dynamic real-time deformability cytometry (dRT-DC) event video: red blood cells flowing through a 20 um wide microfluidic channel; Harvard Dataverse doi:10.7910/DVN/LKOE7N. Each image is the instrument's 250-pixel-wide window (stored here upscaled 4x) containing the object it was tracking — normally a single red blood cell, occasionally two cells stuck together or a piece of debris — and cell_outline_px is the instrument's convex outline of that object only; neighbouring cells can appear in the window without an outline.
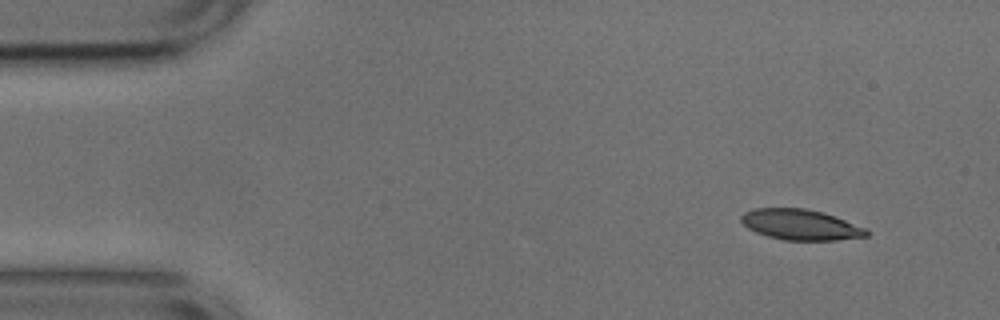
{"species": "common noctule bat (a hibernating species)", "species_latin": "Nyctalus noctula", "temperature_condition": "cold", "stored_images_in_passage": 12, "camera_frame_rate_fps": 3000, "um_per_image_px": 0.085, "animal": {"sex": "male", "body_mass_g": 17.9, "forearm_length_mm": 54.2}, "frame": {"image": 1, "passage_image": 1, "time_ms": 0.0, "image_size_px": [1000, 320], "cell_outline_px": [[868, 236], [836, 240], [784, 240], [768, 236], [756, 232], [748, 228], [740, 220], [740, 216], [744, 212], [756, 208], [804, 208], [820, 212], [868, 228]], "centroid_in_image_um": [68.03, 19.1], "position_along_channel_um": 17.0, "area_um2": 22.14}}
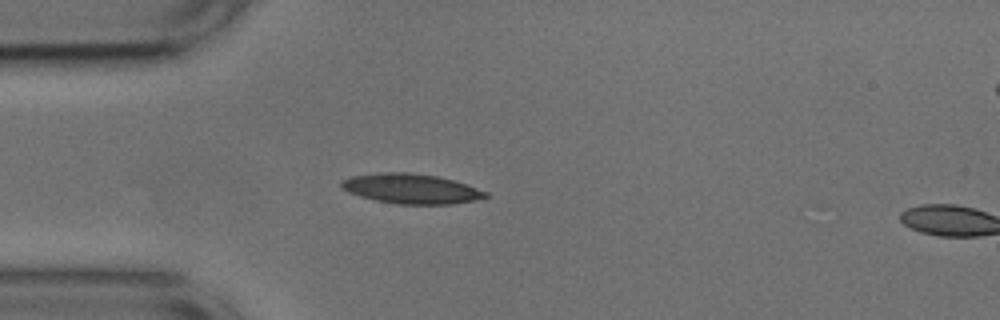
{"frame": {"image": 2, "passage_image": 10, "time_ms": 3.0, "image_size_px": [1000, 320], "cell_outline_px": [[488, 196], [476, 200], [452, 204], [396, 204], [376, 200], [360, 196], [348, 192], [340, 188], [340, 180], [352, 176], [380, 172], [408, 172], [436, 176], [452, 180], [488, 192]], "centroid_in_image_um": [34.9, 16.04], "position_along_channel_um": 50.1, "area_um2": 25.03}}